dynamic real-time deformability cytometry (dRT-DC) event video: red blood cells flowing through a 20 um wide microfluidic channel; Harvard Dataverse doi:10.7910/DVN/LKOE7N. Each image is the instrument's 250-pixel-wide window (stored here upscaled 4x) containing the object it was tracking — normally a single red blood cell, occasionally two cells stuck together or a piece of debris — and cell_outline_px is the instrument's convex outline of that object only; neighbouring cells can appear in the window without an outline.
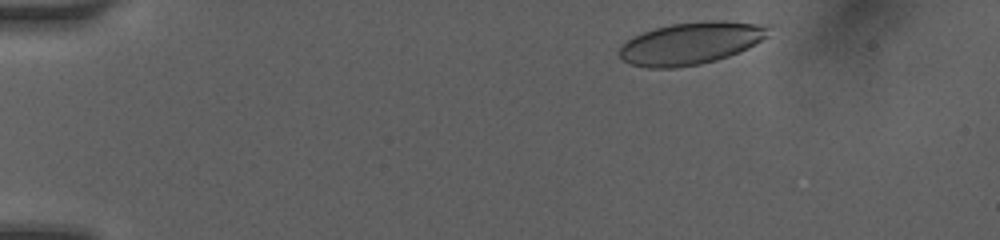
{"species": "human", "species_latin": "Homo sapiens", "temperature_condition": "room temperature", "stored_images_in_passage": 7, "camera_frame_rate_fps": 3000, "um_per_image_px": 0.085, "donor": {"sex": "female"}, "frame": {"image": 1, "passage_image": 1, "time_ms": 0.0, "image_size_px": [1000, 240], "cell_outline_px": [[772, 24], [768, 36], [748, 48], [728, 56], [716, 60], [700, 64], [676, 68], [648, 68], [632, 64], [624, 60], [620, 56], [620, 48], [632, 36], [656, 28], [672, 24], [704, 20], [724, 20]], "centroid_in_image_um": [58.8, 3.65], "position_along_channel_um": 26.2, "area_um2": 36.93}}
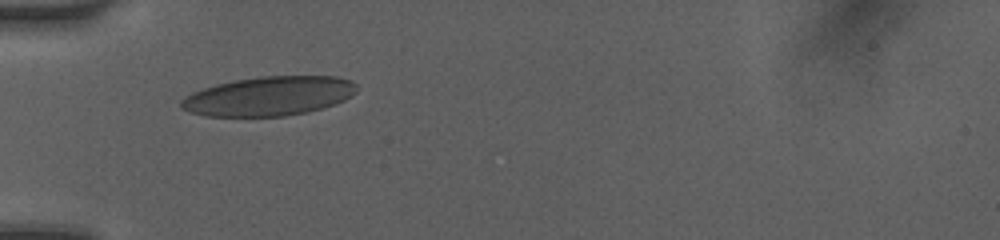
{"frame": {"image": 2, "passage_image": 6, "time_ms": 3.0, "image_size_px": [1000, 240], "cell_outline_px": [[356, 92], [352, 96], [336, 104], [308, 112], [284, 116], [208, 116], [188, 112], [180, 108], [180, 100], [184, 96], [192, 92], [216, 84], [236, 80], [260, 76], [336, 76], [352, 80], [356, 84]], "centroid_in_image_um": [22.86, 8.17], "position_along_channel_um": 62.1, "area_um2": 40.4}}